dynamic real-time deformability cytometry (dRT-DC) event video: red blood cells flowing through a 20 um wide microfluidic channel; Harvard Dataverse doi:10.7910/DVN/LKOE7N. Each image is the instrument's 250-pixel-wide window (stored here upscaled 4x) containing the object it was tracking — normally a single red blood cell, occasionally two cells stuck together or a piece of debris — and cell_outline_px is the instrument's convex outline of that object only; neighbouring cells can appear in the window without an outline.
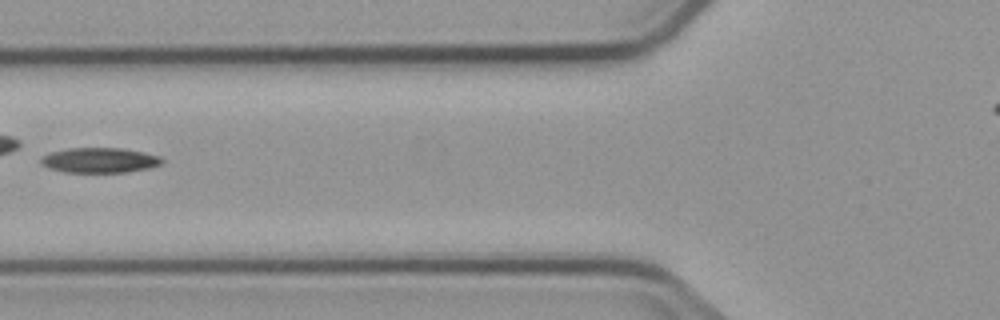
{"species": "common noctule bat (a hibernating species)", "species_latin": "Nyctalus noctula", "temperature_condition": "cold", "stored_images_in_passage": 5, "camera_frame_rate_fps": 3000, "um_per_image_px": 0.085, "animal": {"sex": "male", "body_mass_g": 23.1, "forearm_length_mm": 52.7}, "frame": {"image": 1, "passage_image": 5, "time_ms": 5.333, "image_size_px": [1000, 320], "cell_outline_px": [[164, 160], [160, 164], [148, 168], [124, 172], [64, 172], [48, 168], [40, 164], [40, 156], [48, 152], [68, 148], [120, 148], [144, 152], [160, 156]], "centroid_in_image_um": [8.4, 13.61], "position_along_channel_um": 117.4, "area_um2": 17.8}}